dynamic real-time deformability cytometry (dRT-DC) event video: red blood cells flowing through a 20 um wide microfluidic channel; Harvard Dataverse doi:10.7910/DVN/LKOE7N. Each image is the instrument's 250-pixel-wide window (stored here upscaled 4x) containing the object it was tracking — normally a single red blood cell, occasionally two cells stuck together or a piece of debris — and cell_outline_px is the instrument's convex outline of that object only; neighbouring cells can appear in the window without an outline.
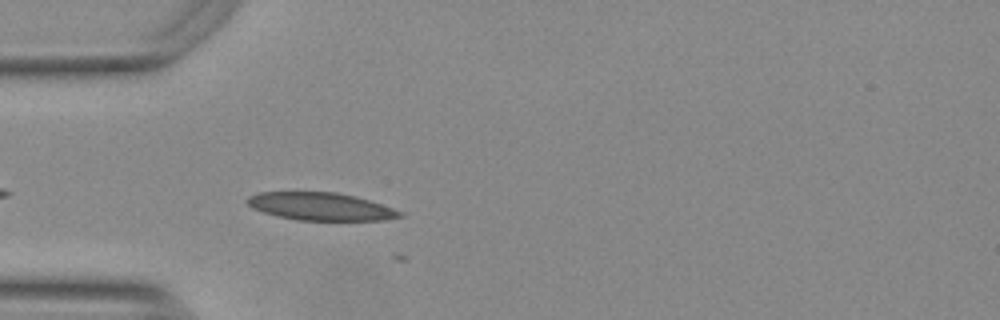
{"species": "Egyptian fruit bat (a non-hibernating species)", "species_latin": "Rousettus aegyptiacus", "temperature_condition": "warm", "stored_images_in_passage": 2, "camera_frame_rate_fps": 3000, "um_per_image_px": 0.085, "animal": {"sex": "female"}, "frame": {"image": 1, "passage_image": 1, "time_ms": 0.0, "image_size_px": [1000, 320], "cell_outline_px": [[404, 216], [384, 220], [296, 220], [276, 216], [252, 208], [244, 200], [248, 196], [260, 192], [336, 192], [356, 196], [404, 212]], "centroid_in_image_um": [27.23, 17.55], "position_along_channel_um": 57.8, "area_um2": 24.68}}